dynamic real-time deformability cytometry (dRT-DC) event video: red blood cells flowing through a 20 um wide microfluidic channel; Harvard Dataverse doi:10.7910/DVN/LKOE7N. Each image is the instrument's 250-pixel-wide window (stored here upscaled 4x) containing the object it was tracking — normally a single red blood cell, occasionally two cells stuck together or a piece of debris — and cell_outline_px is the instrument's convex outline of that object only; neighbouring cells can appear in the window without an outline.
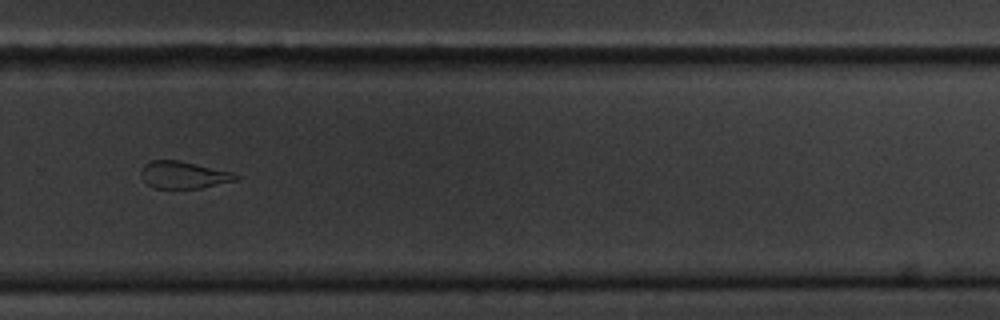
{"species": "common noctule bat (a hibernating species)", "species_latin": "Nyctalus noctula", "temperature_condition": "cold", "stored_images_in_passage": 11, "camera_frame_rate_fps": 3000, "um_per_image_px": 0.085, "animal": {"sex": "male", "body_mass_g": 20.1, "forearm_length_mm": 53.5}, "frame": {"image": 1, "passage_image": 11, "time_ms": 12.333, "image_size_px": [1000, 320], "cell_outline_px": [[240, 176], [236, 180], [200, 188], [156, 188], [148, 184], [144, 180], [140, 172], [140, 168], [144, 164], [152, 160], [180, 160], [232, 172]], "centroid_in_image_um": [15.58, 14.85], "position_along_channel_um": 314.2, "area_um2": 14.91}}